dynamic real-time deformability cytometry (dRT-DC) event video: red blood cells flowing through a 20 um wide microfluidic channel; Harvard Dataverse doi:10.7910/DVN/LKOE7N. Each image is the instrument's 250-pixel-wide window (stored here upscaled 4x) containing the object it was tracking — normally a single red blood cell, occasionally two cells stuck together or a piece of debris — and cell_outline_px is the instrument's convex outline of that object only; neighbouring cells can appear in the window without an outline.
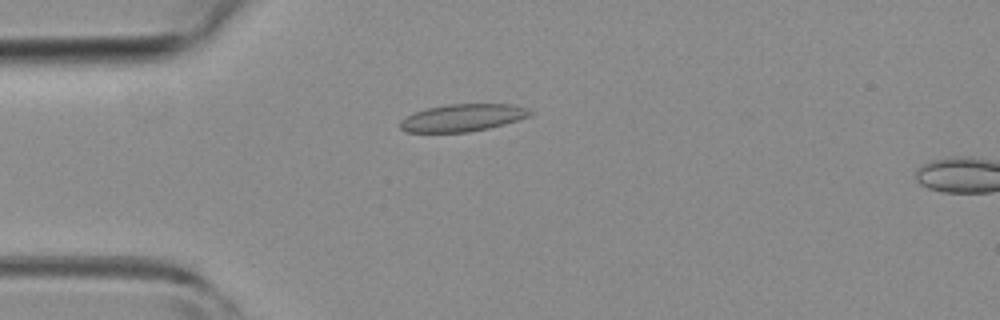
{"species": "common noctule bat (a hibernating species)", "species_latin": "Nyctalus noctula", "temperature_condition": "room temperature", "stored_images_in_passage": 14, "camera_frame_rate_fps": 3000, "um_per_image_px": 0.085, "animal": {"sex": "female", "body_mass_g": 19.3, "forearm_length_mm": 54.1}, "frame": {"image": 1, "passage_image": 12, "time_ms": 3.667, "image_size_px": [1000, 320], "cell_outline_px": [[532, 112], [528, 116], [504, 124], [488, 128], [468, 132], [404, 132], [400, 128], [400, 120], [416, 112], [428, 108], [448, 104], [512, 104], [528, 108]], "centroid_in_image_um": [39.31, 10.01], "position_along_channel_um": 45.7, "area_um2": 20.46}}